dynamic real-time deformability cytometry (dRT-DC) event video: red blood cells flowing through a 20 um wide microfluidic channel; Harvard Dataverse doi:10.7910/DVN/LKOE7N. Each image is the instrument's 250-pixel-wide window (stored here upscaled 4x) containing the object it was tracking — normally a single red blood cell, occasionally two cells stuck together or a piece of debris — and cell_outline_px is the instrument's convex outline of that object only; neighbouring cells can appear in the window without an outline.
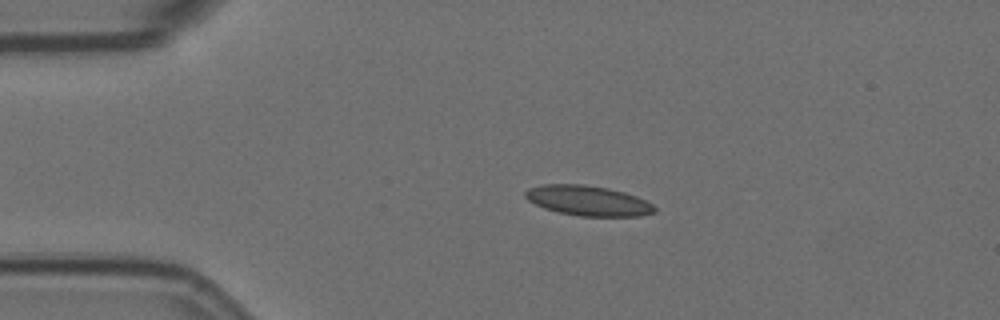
{"species": "Egyptian fruit bat (a non-hibernating species)", "species_latin": "Rousettus aegyptiacus", "temperature_condition": "room temperature", "stored_images_in_passage": 3, "camera_frame_rate_fps": 3000, "um_per_image_px": 0.085, "animal": {"sex": "female"}, "frame": {"image": 1, "passage_image": 2, "time_ms": 1.333, "image_size_px": [1000, 320], "cell_outline_px": [[656, 212], [640, 216], [580, 216], [560, 212], [544, 208], [528, 200], [524, 196], [524, 192], [528, 188], [540, 184], [584, 184], [608, 188], [624, 192], [636, 196], [652, 204], [656, 208]], "centroid_in_image_um": [49.97, 17.05], "position_along_channel_um": 35.0, "area_um2": 22.66}}